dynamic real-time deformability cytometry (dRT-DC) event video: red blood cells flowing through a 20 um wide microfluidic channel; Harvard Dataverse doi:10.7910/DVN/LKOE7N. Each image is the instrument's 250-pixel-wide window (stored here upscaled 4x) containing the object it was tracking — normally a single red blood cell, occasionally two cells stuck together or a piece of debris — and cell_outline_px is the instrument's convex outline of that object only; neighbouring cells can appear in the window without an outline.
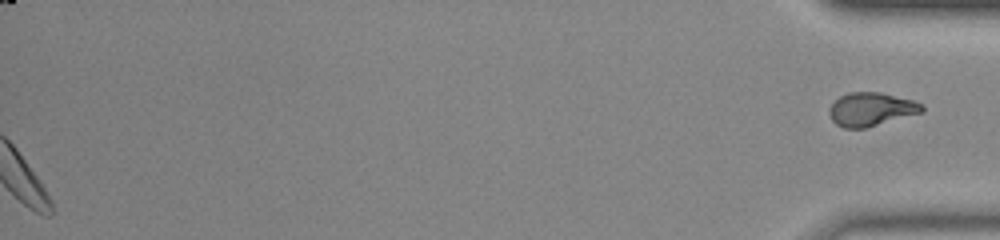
{"species": "common noctule bat (a hibernating species)", "species_latin": "Nyctalus noctula", "temperature_condition": "room temperature", "stored_images_in_passage": 45, "segment_of_instrument_passage": [2, 2], "camera_frame_rate_fps": 3000, "um_per_image_px": 0.085, "animal": {"sex": "male", "body_mass_g": 20.0, "forearm_length_mm": 53.3}, "frame": {"image": 1, "passage_image": 45, "time_ms": 14.667, "image_size_px": [1000, 240], "cell_outline_px": [[924, 112], [864, 128], [844, 128], [836, 124], [832, 120], [828, 112], [828, 108], [840, 96], [848, 92], [880, 92], [912, 100], [924, 104]], "centroid_in_image_um": [74.05, 9.28], "position_along_channel_um": 361.2, "area_um2": 18.09}}